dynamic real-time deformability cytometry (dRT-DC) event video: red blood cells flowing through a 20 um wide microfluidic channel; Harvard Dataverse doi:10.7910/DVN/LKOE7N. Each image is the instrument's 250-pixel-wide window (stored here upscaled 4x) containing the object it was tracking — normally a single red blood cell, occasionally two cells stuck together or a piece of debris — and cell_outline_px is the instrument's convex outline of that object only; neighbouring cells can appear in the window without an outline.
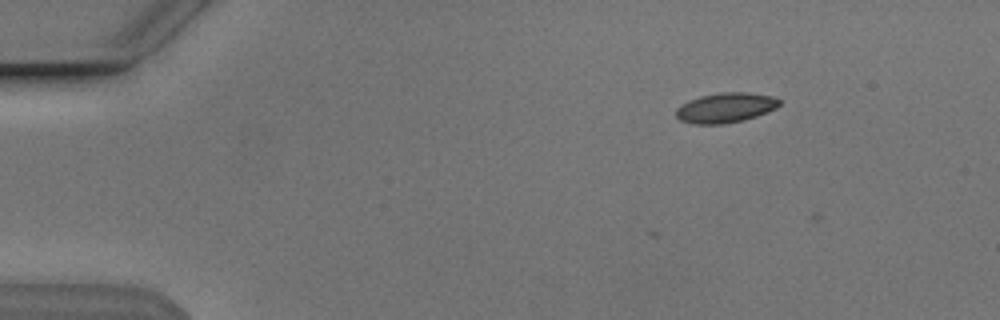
{"species": "Egyptian fruit bat (a non-hibernating species)", "species_latin": "Rousettus aegyptiacus", "temperature_condition": "cold", "stored_images_in_passage": 2, "camera_frame_rate_fps": 3000, "um_per_image_px": 0.085, "animal": {"sex": "male"}, "frame": {"image": 1, "passage_image": 1, "time_ms": 0.0, "image_size_px": [1000, 320], "cell_outline_px": [[780, 104], [776, 108], [756, 116], [744, 120], [724, 124], [692, 124], [680, 120], [676, 116], [676, 108], [680, 104], [688, 100], [700, 96], [720, 92], [744, 92], [772, 96], [780, 100]], "centroid_in_image_um": [61.63, 9.16], "position_along_channel_um": 23.4, "area_um2": 18.09}}